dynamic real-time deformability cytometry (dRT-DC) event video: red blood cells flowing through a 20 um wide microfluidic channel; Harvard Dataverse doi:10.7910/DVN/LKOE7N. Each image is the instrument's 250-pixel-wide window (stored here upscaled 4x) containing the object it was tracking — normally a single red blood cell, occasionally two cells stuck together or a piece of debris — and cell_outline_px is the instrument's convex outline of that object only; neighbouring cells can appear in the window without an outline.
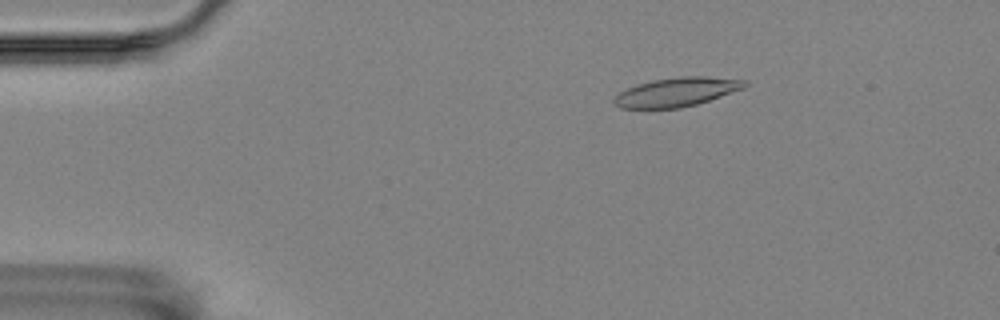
{"species": "Egyptian fruit bat (a non-hibernating species)", "species_latin": "Rousettus aegyptiacus", "temperature_condition": "room temperature", "stored_images_in_passage": 48, "camera_frame_rate_fps": 3000, "um_per_image_px": 0.085, "animal": {"sex": "female"}, "frame": {"image": 1, "passage_image": 1, "time_ms": 0.0, "image_size_px": [1000, 320], "cell_outline_px": [[748, 84], [744, 88], [696, 104], [680, 108], [620, 108], [612, 100], [620, 92], [636, 84], [652, 80], [680, 76], [708, 76], [748, 80]], "centroid_in_image_um": [57.53, 7.81], "position_along_channel_um": 27.5, "area_um2": 21.96}}
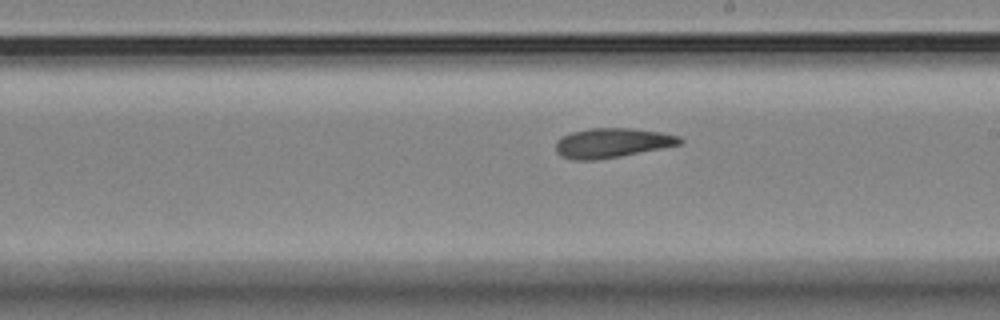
{"frame": {"image": 2, "passage_image": 24, "time_ms": 7.667, "image_size_px": [1000, 320], "cell_outline_px": [[684, 140], [680, 144], [620, 156], [592, 160], [572, 160], [560, 156], [556, 152], [556, 140], [560, 136], [572, 132], [588, 128], [632, 128], [660, 132], [680, 136]], "centroid_in_image_um": [51.97, 12.14], "position_along_channel_um": 237.0, "area_um2": 21.39}}
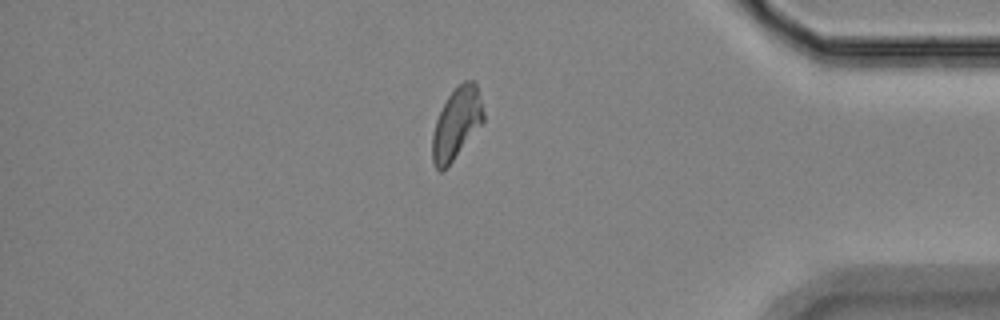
{"frame": {"image": 3, "passage_image": 40, "time_ms": 13.0, "image_size_px": [1000, 320], "cell_outline_px": [[484, 120], [452, 160], [440, 172], [436, 168], [432, 160], [432, 136], [436, 120], [448, 96], [456, 84], [464, 80], [472, 80], [476, 84], [484, 112]], "centroid_in_image_um": [38.79, 10.44], "position_along_channel_um": 396.4, "area_um2": 20.75}, "authors_computed_cell_mechanics": {"area_um2": 21.5016, "velocity_mm_per_s": 3.5145, "shape_relaxation_time_tau1_ms": null, "shape_relaxation_time_tau2_ms": 5.7278, "deformation_change_tau1": null, "deformation_change_tau2": 0.1406}}